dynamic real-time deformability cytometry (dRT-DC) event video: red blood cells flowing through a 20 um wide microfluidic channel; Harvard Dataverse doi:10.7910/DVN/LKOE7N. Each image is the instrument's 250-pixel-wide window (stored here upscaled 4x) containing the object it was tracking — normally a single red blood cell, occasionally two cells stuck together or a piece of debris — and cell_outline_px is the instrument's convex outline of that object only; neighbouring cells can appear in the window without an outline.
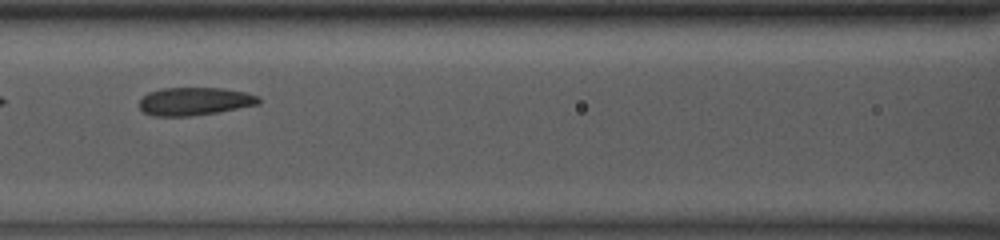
{"species": "common noctule bat (a hibernating species)", "species_latin": "Nyctalus noctula", "temperature_condition": "room temperature", "stored_images_in_passage": 52, "camera_frame_rate_fps": 3000, "um_per_image_px": 0.085, "animal": {"sex": "male", "body_mass_g": 13.0, "forearm_length_mm": 53.1}, "frame": {"image": 1, "passage_image": 25, "time_ms": 8.0, "image_size_px": [1000, 240], "cell_outline_px": [[260, 104], [216, 112], [188, 116], [152, 116], [144, 112], [140, 108], [140, 100], [148, 92], [160, 88], [220, 88], [244, 92], [260, 96]], "centroid_in_image_um": [16.53, 8.61], "position_along_channel_um": 150.1, "area_um2": 19.36}}
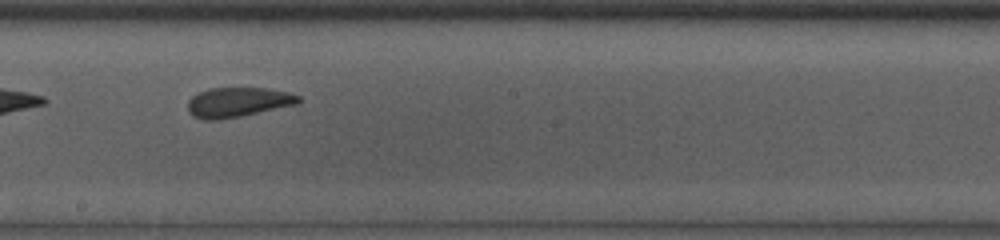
{"frame": {"image": 2, "passage_image": 31, "time_ms": 10.0, "image_size_px": [1000, 240], "cell_outline_px": [[300, 104], [220, 120], [204, 120], [192, 116], [188, 112], [188, 100], [192, 96], [208, 88], [264, 88], [288, 92], [300, 96]], "centroid_in_image_um": [20.21, 8.69], "position_along_channel_um": 228.0, "area_um2": 19.31}}
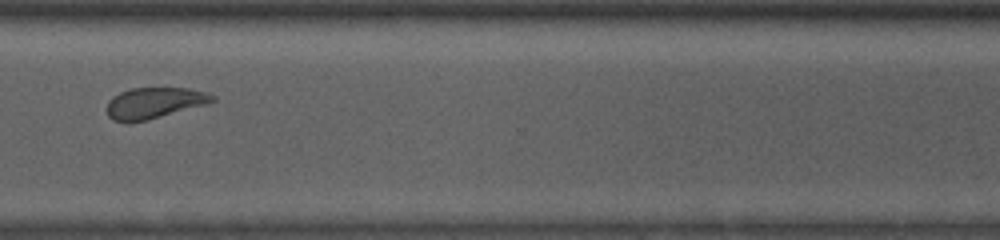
{"frame": {"image": 3, "passage_image": 41, "time_ms": 13.333, "image_size_px": [1000, 240], "cell_outline_px": [[216, 100], [208, 104], [148, 120], [128, 124], [112, 120], [108, 116], [108, 100], [112, 96], [120, 92], [132, 88], [188, 88], [204, 92], [216, 96]], "centroid_in_image_um": [13.1, 8.77], "position_along_channel_um": 357.5, "area_um2": 19.36}, "authors_computed_cell_mechanics": {"area_um2": 20.5768, "velocity_mm_per_s": 3.9053, "shape_relaxation_time_tau1_ms": 6.0613, "shape_relaxation_time_tau2_ms": 1.3923, "deformation_change_tau1": 0.1153, "deformation_change_tau2": 0.079}}